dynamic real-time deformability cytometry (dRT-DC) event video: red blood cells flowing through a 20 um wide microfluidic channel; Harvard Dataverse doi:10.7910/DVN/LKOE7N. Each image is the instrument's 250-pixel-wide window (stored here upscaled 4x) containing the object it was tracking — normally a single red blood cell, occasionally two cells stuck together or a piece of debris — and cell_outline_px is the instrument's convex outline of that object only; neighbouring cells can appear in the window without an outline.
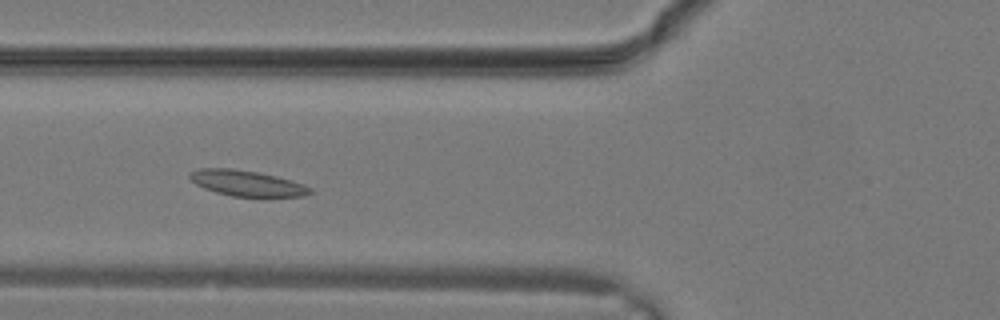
{"species": "common noctule bat (a hibernating species)", "species_latin": "Nyctalus noctula", "temperature_condition": "warm", "stored_images_in_passage": 15, "camera_frame_rate_fps": 3000, "um_per_image_px": 0.085, "animal": {"sex": "male", "body_mass_g": 19.2, "forearm_length_mm": 51.8}, "frame": {"image": 1, "passage_image": 8, "time_ms": 2.333, "image_size_px": [1000, 320], "cell_outline_px": [[316, 192], [304, 196], [232, 196], [216, 192], [204, 188], [196, 184], [188, 176], [192, 172], [200, 168], [232, 168], [256, 172], [276, 176], [292, 180], [304, 184], [312, 188]], "centroid_in_image_um": [21.04, 15.57], "position_along_channel_um": 104.8, "area_um2": 17.92}}
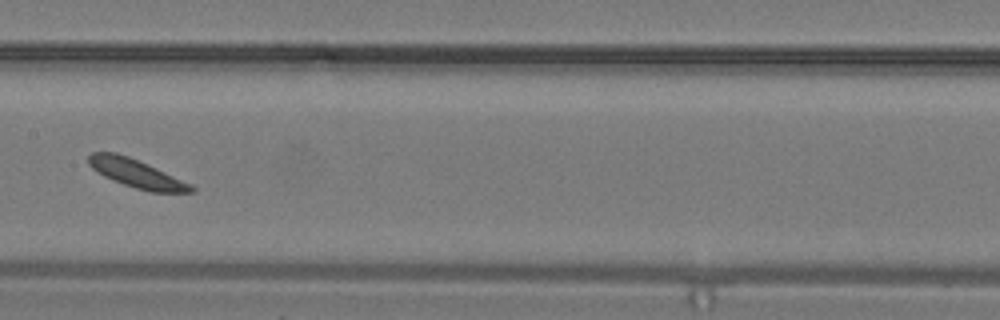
{"frame": {"image": 2, "passage_image": 12, "time_ms": 3.667, "image_size_px": [1000, 320], "cell_outline_px": [[196, 192], [148, 192], [124, 184], [104, 176], [92, 168], [88, 164], [88, 156], [92, 152], [116, 152], [128, 156], [192, 184], [196, 188]], "centroid_in_image_um": [11.61, 14.75], "position_along_channel_um": 195.8, "area_um2": 16.76}}
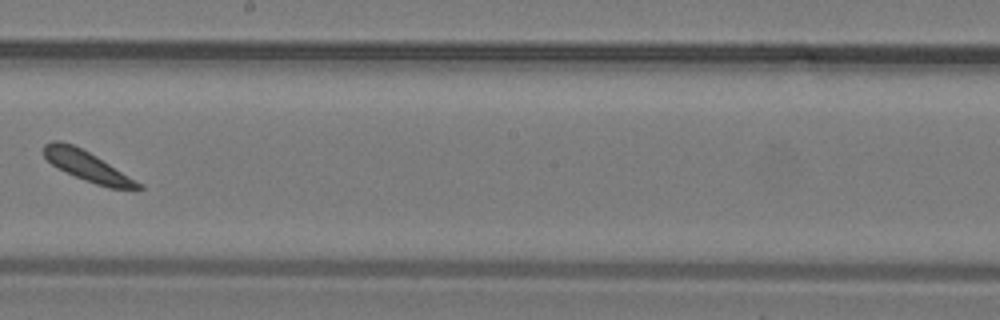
{"frame": {"image": 3, "passage_image": 14, "time_ms": 4.333, "image_size_px": [1000, 320], "cell_outline_px": [[144, 188], [108, 188], [96, 184], [76, 176], [52, 164], [44, 156], [44, 144], [52, 140], [60, 140], [72, 144], [96, 156], [144, 184]], "centroid_in_image_um": [7.45, 14.11], "position_along_channel_um": 240.8, "area_um2": 16.18}}